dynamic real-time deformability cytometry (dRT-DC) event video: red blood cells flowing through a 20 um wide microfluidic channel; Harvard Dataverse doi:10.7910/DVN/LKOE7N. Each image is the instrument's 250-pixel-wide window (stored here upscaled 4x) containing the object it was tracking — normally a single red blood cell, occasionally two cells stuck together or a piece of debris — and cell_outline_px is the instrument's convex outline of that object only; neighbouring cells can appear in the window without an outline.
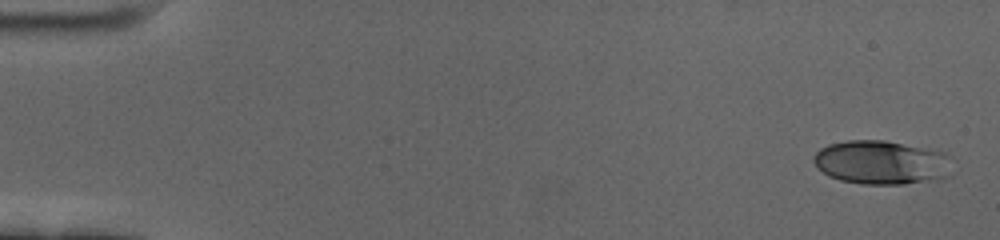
{"species": "human", "species_latin": "Homo sapiens", "temperature_condition": "cold", "stored_images_in_passage": 13, "camera_frame_rate_fps": 3000, "um_per_image_px": 0.085, "donor": {"sex": "female"}, "frame": {"image": 1, "passage_image": 1, "time_ms": 0.0, "image_size_px": [1000, 240], "cell_outline_px": [[952, 156], [948, 176], [904, 184], [860, 184], [840, 180], [828, 176], [812, 160], [816, 152], [820, 148], [828, 144], [848, 140], [884, 140], [948, 152]], "centroid_in_image_um": [74.93, 13.79], "position_along_channel_um": 10.1, "area_um2": 35.49}}